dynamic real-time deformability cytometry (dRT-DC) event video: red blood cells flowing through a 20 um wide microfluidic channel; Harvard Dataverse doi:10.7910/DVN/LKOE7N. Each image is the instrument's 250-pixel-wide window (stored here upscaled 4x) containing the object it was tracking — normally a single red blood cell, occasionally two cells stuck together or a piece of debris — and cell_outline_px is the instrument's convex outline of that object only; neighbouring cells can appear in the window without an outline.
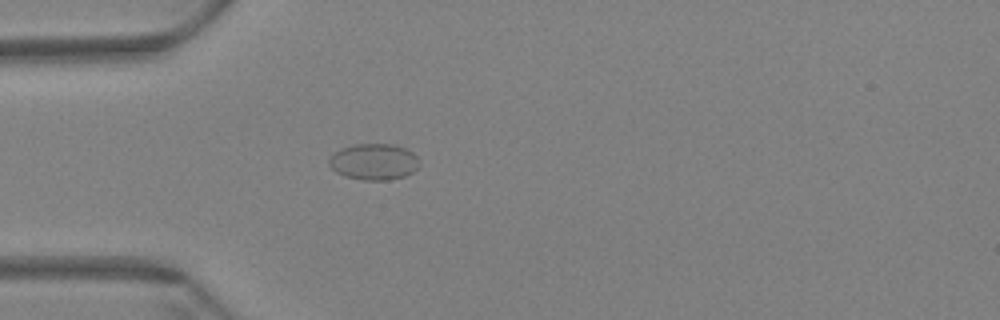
{"species": "Egyptian fruit bat (a non-hibernating species)", "species_latin": "Rousettus aegyptiacus", "temperature_condition": "warm", "stored_images_in_passage": 30, "camera_frame_rate_fps": 3000, "um_per_image_px": 0.085, "animal": {"sex": "female"}, "frame": {"image": 1, "passage_image": 1, "time_ms": 0.0, "image_size_px": [1000, 320], "cell_outline_px": [[420, 164], [412, 172], [404, 176], [388, 180], [364, 180], [344, 176], [336, 172], [328, 164], [328, 160], [336, 152], [344, 148], [356, 144], [396, 144], [412, 152], [416, 156]], "centroid_in_image_um": [31.79, 13.75], "position_along_channel_um": 53.2, "area_um2": 18.9}}
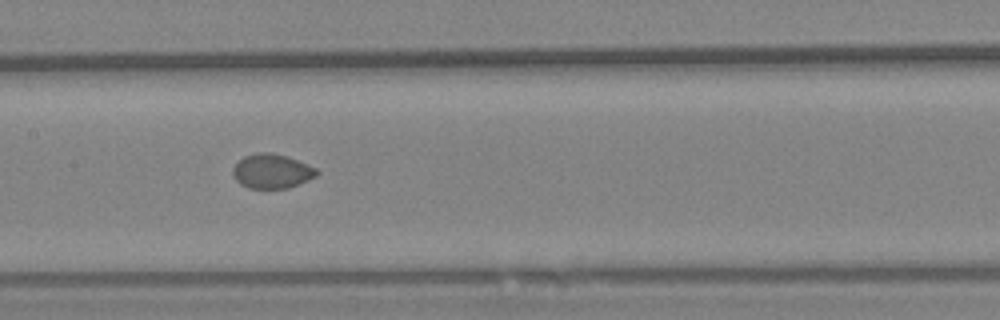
{"frame": {"image": 2, "passage_image": 13, "time_ms": 4.0, "image_size_px": [1000, 320], "cell_outline_px": [[320, 172], [316, 176], [308, 180], [288, 188], [248, 188], [240, 184], [232, 176], [232, 168], [244, 156], [260, 152], [272, 152], [308, 164], [316, 168]], "centroid_in_image_um": [23.09, 14.56], "position_along_channel_um": 184.3, "area_um2": 16.76}}
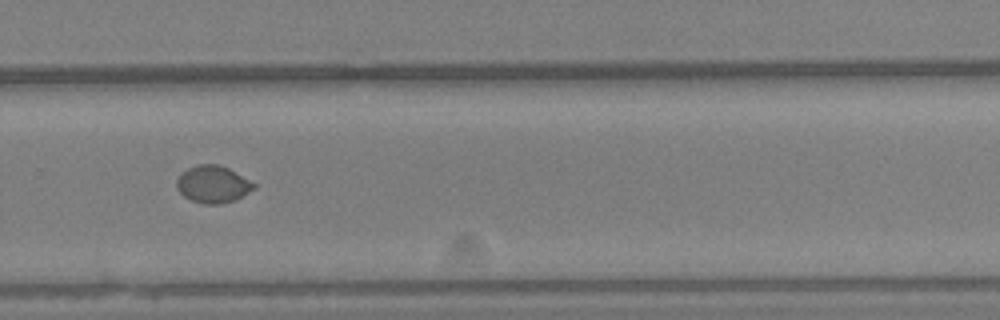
{"frame": {"image": 3, "passage_image": 24, "time_ms": 7.667, "image_size_px": [1000, 320], "cell_outline_px": [[260, 184], [256, 188], [236, 200], [220, 204], [204, 204], [192, 200], [184, 196], [180, 192], [176, 184], [176, 180], [188, 168], [196, 164], [220, 164]], "centroid_in_image_um": [18.17, 15.66], "position_along_channel_um": 311.6, "area_um2": 16.94}}